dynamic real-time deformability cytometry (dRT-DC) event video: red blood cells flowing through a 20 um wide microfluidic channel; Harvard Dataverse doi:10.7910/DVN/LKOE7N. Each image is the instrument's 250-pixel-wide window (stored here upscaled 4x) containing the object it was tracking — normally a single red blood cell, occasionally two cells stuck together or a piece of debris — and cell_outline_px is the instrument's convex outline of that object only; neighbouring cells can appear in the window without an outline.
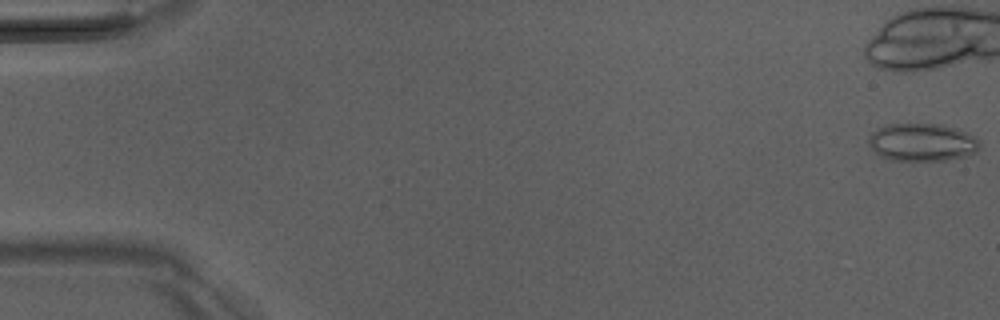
{"species": "Egyptian fruit bat (a non-hibernating species)", "species_latin": "Rousettus aegyptiacus", "temperature_condition": "room temperature", "stored_images_in_passage": 13, "camera_frame_rate_fps": 3000, "um_per_image_px": 0.085, "animal": {"sex": "male"}, "frame": {"image": 1, "passage_image": 1, "time_ms": 0.0, "image_size_px": [1000, 320], "cell_outline_px": [[980, 148], [976, 152], [964, 156], [948, 160], [892, 160], [880, 156], [868, 144], [868, 136], [876, 128], [888, 124], [944, 124], [956, 128], [980, 140]], "centroid_in_image_um": [78.37, 12.09], "position_along_channel_um": 6.6, "area_um2": 24.51}}